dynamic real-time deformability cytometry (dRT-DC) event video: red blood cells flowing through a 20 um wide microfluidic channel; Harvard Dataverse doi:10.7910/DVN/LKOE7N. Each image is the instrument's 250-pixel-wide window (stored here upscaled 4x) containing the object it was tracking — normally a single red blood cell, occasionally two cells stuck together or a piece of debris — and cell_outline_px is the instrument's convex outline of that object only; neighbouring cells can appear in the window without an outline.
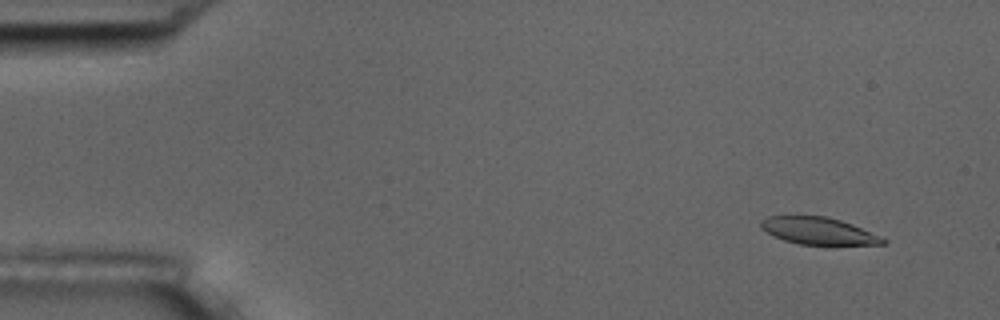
{"species": "common noctule bat (a hibernating species)", "species_latin": "Nyctalus noctula", "temperature_condition": "room temperature", "stored_images_in_passage": 56, "camera_frame_rate_fps": 3000, "um_per_image_px": 0.085, "animal": {"sex": "male", "body_mass_g": 17.5, "forearm_length_mm": 52.3}, "frame": {"image": 1, "passage_image": 4, "time_ms": 1.0, "image_size_px": [1000, 320], "cell_outline_px": [[888, 244], [800, 244], [784, 240], [772, 236], [760, 224], [760, 220], [768, 216], [828, 216], [852, 224], [880, 236], [888, 240]], "centroid_in_image_um": [69.57, 19.62], "position_along_channel_um": 15.4, "area_um2": 19.02}}
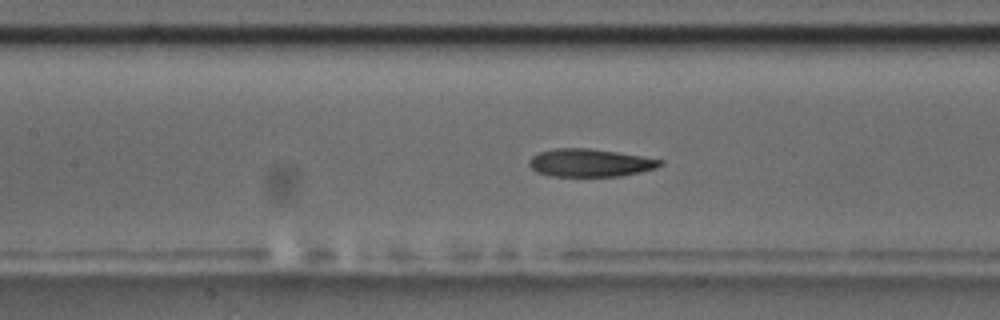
{"frame": {"image": 2, "passage_image": 25, "time_ms": 8.0, "image_size_px": [1000, 320], "cell_outline_px": [[664, 164], [656, 168], [640, 172], [620, 176], [552, 176], [536, 172], [528, 164], [528, 160], [532, 156], [540, 152], [556, 148], [592, 148], [664, 160]], "centroid_in_image_um": [50.15, 13.84], "position_along_channel_um": 157.2, "area_um2": 21.27}}
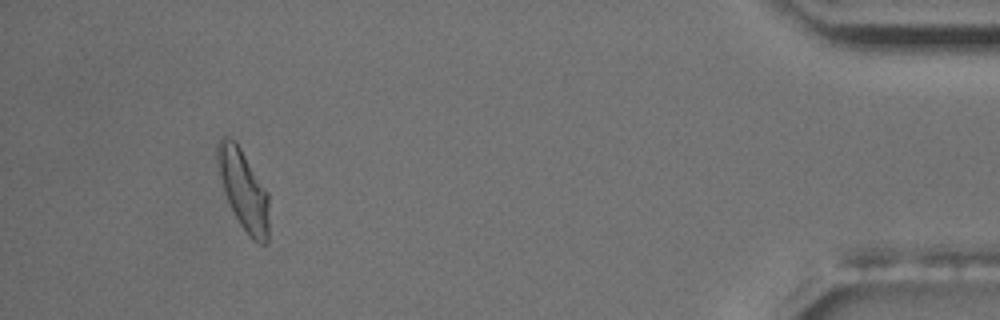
{"frame": {"image": 3, "passage_image": 52, "time_ms": 17.0, "image_size_px": [1000, 320], "cell_outline_px": [[268, 244], [260, 244], [252, 240], [248, 236], [240, 224], [224, 192], [216, 160], [216, 144], [220, 136], [224, 136], [236, 140], [268, 192]], "centroid_in_image_um": [20.69, 16.1], "position_along_channel_um": 414.5, "area_um2": 24.16}, "authors_computed_cell_mechanics": {"area_um2": 22.0218, "velocity_mm_per_s": 3.5801, "shape_relaxation_time_tau1_ms": 4.5248, "shape_relaxation_time_tau2_ms": 2.8623, "deformation_change_tau1": 0.1757, "deformation_change_tau2": 0.1076}}